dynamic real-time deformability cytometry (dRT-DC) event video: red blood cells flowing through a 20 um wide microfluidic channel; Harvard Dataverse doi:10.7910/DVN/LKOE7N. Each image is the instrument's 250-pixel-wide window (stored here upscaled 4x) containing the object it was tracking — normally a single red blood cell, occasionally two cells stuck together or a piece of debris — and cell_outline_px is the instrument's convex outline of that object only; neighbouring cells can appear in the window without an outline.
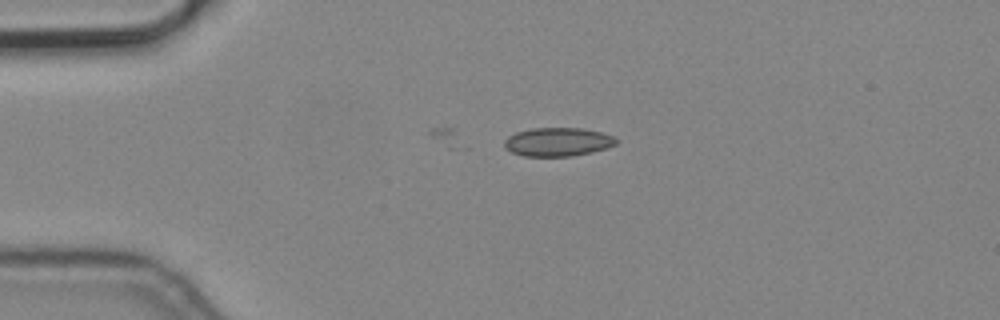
{"species": "common noctule bat (a hibernating species)", "species_latin": "Nyctalus noctula", "temperature_condition": "cold", "stored_images_in_passage": 3, "camera_frame_rate_fps": 3000, "um_per_image_px": 0.085, "animal": {"sex": "male", "body_mass_g": 19.2, "forearm_length_mm": 51.8}, "frame": {"image": 1, "passage_image": 1, "time_ms": 0.0, "image_size_px": [1000, 320], "cell_outline_px": [[620, 140], [616, 144], [592, 152], [572, 156], [524, 156], [512, 152], [504, 148], [504, 140], [508, 136], [516, 132], [532, 128], [580, 128], [600, 132], [612, 136]], "centroid_in_image_um": [47.39, 12.06], "position_along_channel_um": 37.6, "area_um2": 18.61}}
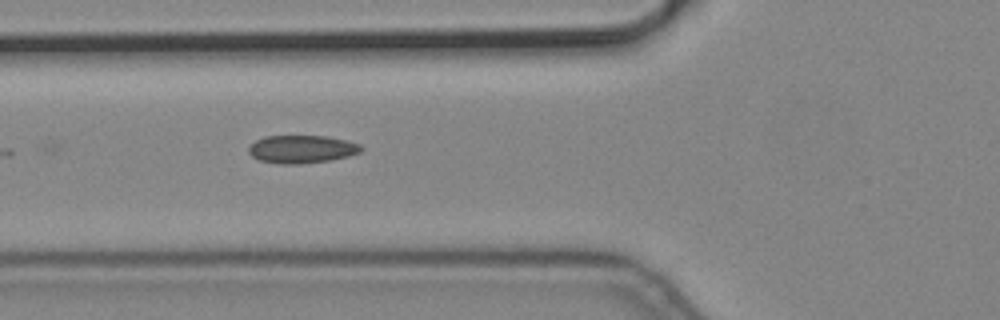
{"frame": {"image": 2, "passage_image": 3, "time_ms": 0.667, "image_size_px": [1000, 320], "cell_outline_px": [[364, 148], [360, 152], [348, 156], [332, 160], [300, 164], [280, 164], [260, 160], [252, 156], [248, 152], [248, 148], [256, 140], [264, 136], [328, 136], [360, 144]], "centroid_in_image_um": [25.66, 12.68], "position_along_channel_um": 100.1, "area_um2": 18.32}}